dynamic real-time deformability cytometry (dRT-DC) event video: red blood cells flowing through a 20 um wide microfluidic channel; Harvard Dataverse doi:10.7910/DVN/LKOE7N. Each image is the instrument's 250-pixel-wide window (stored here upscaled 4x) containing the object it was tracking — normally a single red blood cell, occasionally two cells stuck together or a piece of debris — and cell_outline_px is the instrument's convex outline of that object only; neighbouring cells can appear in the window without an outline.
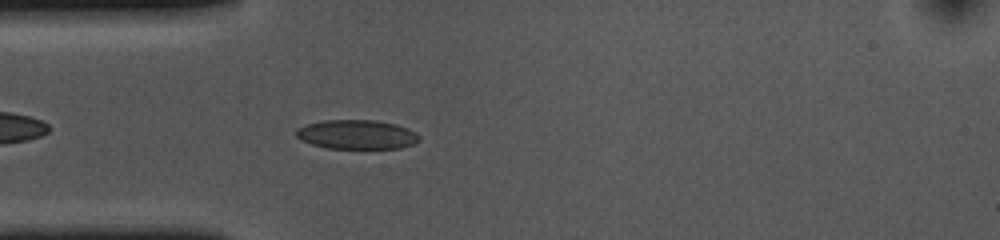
{"species": "common noctule bat (a hibernating species)", "species_latin": "Nyctalus noctula", "temperature_condition": "cold", "stored_images_in_passage": 45, "camera_frame_rate_fps": 3000, "um_per_image_px": 0.085, "animal": {"sex": "female", "body_mass_g": 10.0, "forearm_length_mm": 53.1}, "frame": {"image": 1, "passage_image": 5, "time_ms": 1.333, "image_size_px": [1000, 240], "cell_outline_px": [[420, 140], [412, 144], [400, 148], [328, 148], [312, 144], [296, 136], [296, 128], [308, 124], [324, 120], [372, 120], [396, 124], [408, 128], [416, 132], [420, 136]], "centroid_in_image_um": [30.36, 11.43], "position_along_channel_um": 54.6, "area_um2": 20.81}}
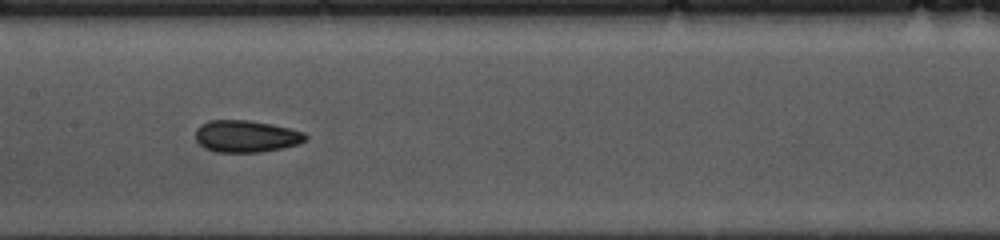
{"frame": {"image": 2, "passage_image": 16, "time_ms": 5.0, "image_size_px": [1000, 240], "cell_outline_px": [[308, 140], [300, 144], [260, 152], [216, 152], [204, 148], [196, 140], [196, 128], [200, 124], [208, 120], [248, 120], [272, 124], [304, 132], [308, 136]], "centroid_in_image_um": [20.92, 11.58], "position_along_channel_um": 186.5, "area_um2": 20.63}}
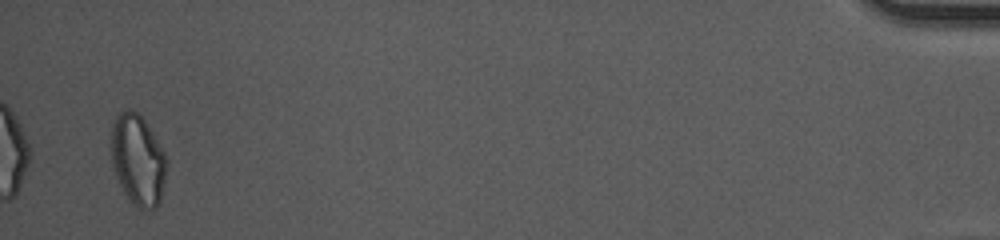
{"frame": {"image": 3, "passage_image": 43, "time_ms": 14.0, "image_size_px": [1000, 240], "cell_outline_px": [[168, 160], [160, 204], [156, 208], [144, 212], [124, 192], [112, 168], [112, 124], [116, 116], [124, 108], [128, 108], [140, 112], [164, 152]], "centroid_in_image_um": [11.74, 13.57], "position_along_channel_um": 423.5, "area_um2": 29.48}, "authors_computed_cell_mechanics": {"area_um2": 20.6346, "velocity_mm_per_s": 3.6443, "shape_relaxation_time_tau1_ms": 7.9312, "shape_relaxation_time_tau2_ms": 3.0578, "deformation_change_tau1": 0.1149, "deformation_change_tau2": 0.0731}}